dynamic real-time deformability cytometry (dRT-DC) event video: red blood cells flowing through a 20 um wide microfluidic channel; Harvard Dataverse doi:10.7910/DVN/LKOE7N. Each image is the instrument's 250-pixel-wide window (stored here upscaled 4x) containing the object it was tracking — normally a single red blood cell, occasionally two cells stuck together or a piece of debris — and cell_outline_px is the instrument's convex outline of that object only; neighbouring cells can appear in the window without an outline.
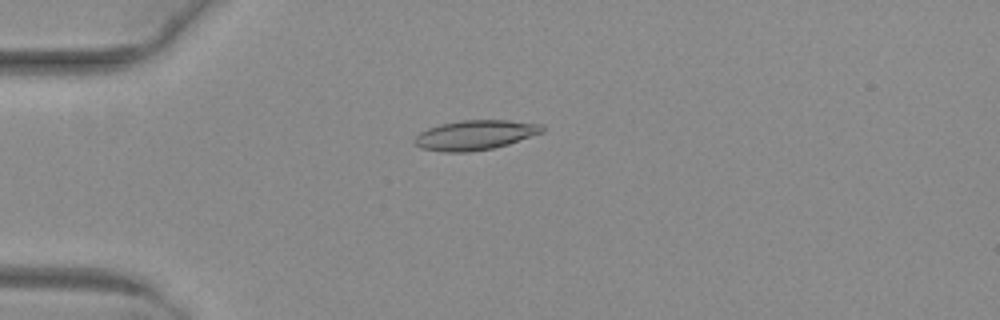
{"species": "common noctule bat (a hibernating species)", "species_latin": "Nyctalus noctula", "temperature_condition": "warm", "stored_images_in_passage": 52, "camera_frame_rate_fps": 3000, "um_per_image_px": 0.085, "animal": {"sex": "female", "body_mass_g": 29.2, "forearm_length_mm": 56.3}, "frame": {"image": 1, "passage_image": 15, "time_ms": 4.667, "image_size_px": [1000, 320], "cell_outline_px": [[544, 132], [508, 144], [492, 148], [468, 152], [444, 152], [420, 148], [412, 140], [420, 132], [428, 128], [440, 124], [460, 120], [508, 120], [540, 124], [544, 128]], "centroid_in_image_um": [40.36, 11.47], "position_along_channel_um": 44.6, "area_um2": 22.08}}
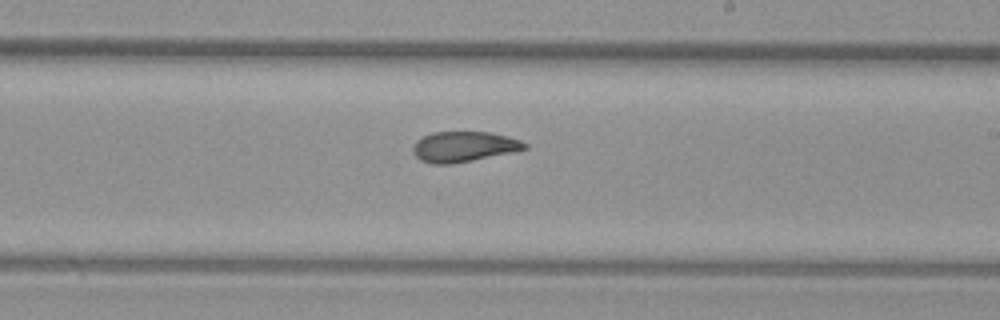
{"frame": {"image": 2, "passage_image": 32, "time_ms": 10.333, "image_size_px": [1000, 320], "cell_outline_px": [[528, 148], [516, 152], [452, 164], [432, 164], [420, 160], [412, 152], [412, 148], [416, 140], [432, 132], [492, 132], [520, 140], [528, 144]], "centroid_in_image_um": [39.44, 12.47], "position_along_channel_um": 249.6, "area_um2": 20.0}}
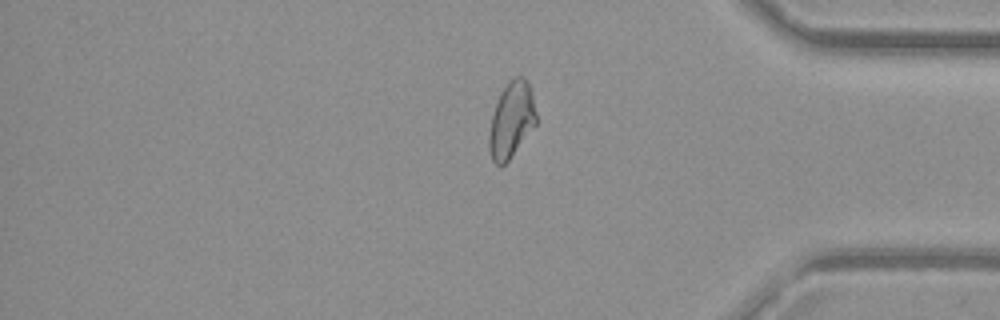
{"frame": {"image": 3, "passage_image": 44, "time_ms": 14.333, "image_size_px": [1000, 320], "cell_outline_px": [[536, 124], [508, 160], [500, 168], [492, 160], [488, 148], [488, 136], [492, 116], [500, 92], [508, 80], [512, 76], [524, 76], [532, 92], [536, 112]], "centroid_in_image_um": [43.46, 10.17], "position_along_channel_um": 391.7, "area_um2": 20.87}, "authors_computed_cell_mechanics": {"area_um2": 20.9814, "velocity_mm_per_s": 4.07, "shape_relaxation_time_tau1_ms": 10.486, "shape_relaxation_time_tau2_ms": 1.7321, "deformation_change_tau1": 0.2611, "deformation_change_tau2": 0.0757}}